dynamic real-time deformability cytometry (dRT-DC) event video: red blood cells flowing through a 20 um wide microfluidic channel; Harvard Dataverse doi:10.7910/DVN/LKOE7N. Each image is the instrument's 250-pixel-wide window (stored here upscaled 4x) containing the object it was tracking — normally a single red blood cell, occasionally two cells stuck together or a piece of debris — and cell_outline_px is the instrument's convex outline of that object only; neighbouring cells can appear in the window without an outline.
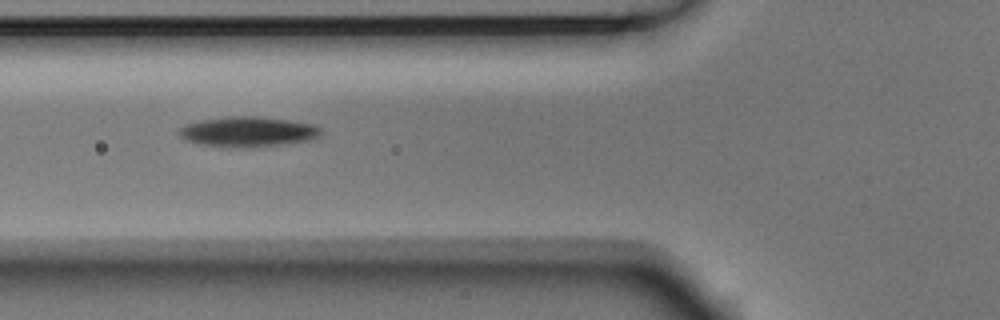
{"species": "Egyptian fruit bat (a non-hibernating species)", "species_latin": "Rousettus aegyptiacus", "temperature_condition": "room temperature", "stored_images_in_passage": 5, "camera_frame_rate_fps": 3000, "um_per_image_px": 0.085, "animal": {"sex": "male"}, "frame": {"image": 1, "passage_image": 2, "time_ms": 0.333, "image_size_px": [1000, 320], "cell_outline_px": [[320, 136], [316, 140], [252, 148], [244, 148], [200, 144], [184, 140], [176, 132], [184, 124], [204, 120], [228, 116], [256, 116], [288, 120], [312, 124], [320, 128]], "centroid_in_image_um": [21.08, 11.21], "position_along_channel_um": 104.7, "area_um2": 25.14}}
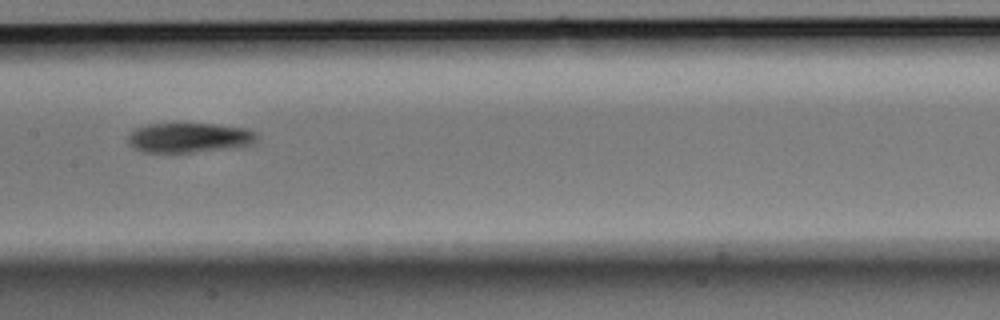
{"frame": {"image": 2, "passage_image": 4, "time_ms": 1.0, "image_size_px": [1000, 320], "cell_outline_px": [[256, 144], [244, 148], [192, 152], [144, 152], [136, 148], [128, 140], [128, 136], [136, 128], [148, 124], [216, 124], [244, 128], [256, 132]], "centroid_in_image_um": [16.2, 11.72], "position_along_channel_um": 191.2, "area_um2": 22.48}}
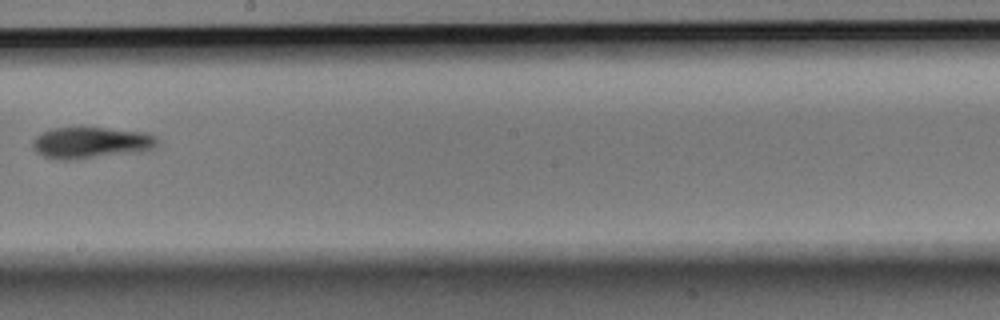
{"frame": {"image": 3, "passage_image": 5, "time_ms": 1.333, "image_size_px": [1000, 320], "cell_outline_px": [[160, 144], [152, 148], [140, 152], [72, 160], [60, 160], [44, 156], [36, 152], [32, 148], [32, 140], [36, 136], [52, 128], [80, 124], [148, 132], [156, 136], [160, 140]], "centroid_in_image_um": [7.76, 12.08], "position_along_channel_um": 240.4, "area_um2": 24.1}}